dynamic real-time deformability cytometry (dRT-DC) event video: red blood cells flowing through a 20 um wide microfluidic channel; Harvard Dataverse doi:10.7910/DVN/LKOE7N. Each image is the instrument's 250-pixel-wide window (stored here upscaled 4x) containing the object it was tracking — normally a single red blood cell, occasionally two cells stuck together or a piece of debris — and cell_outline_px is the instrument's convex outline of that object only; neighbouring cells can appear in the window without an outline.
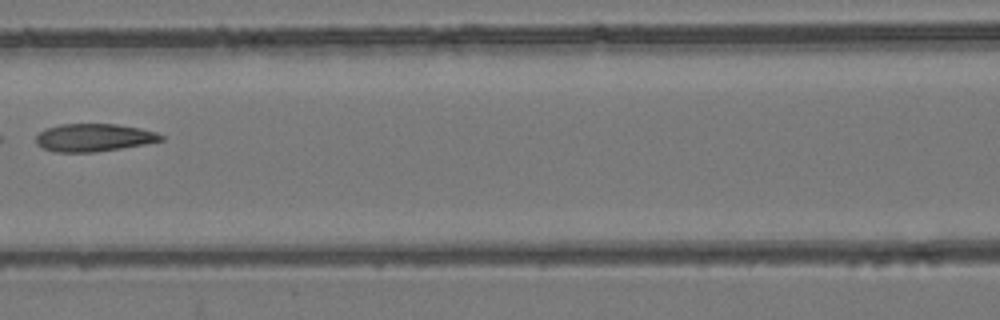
{"species": "common noctule bat (a hibernating species)", "species_latin": "Nyctalus noctula", "temperature_condition": "room temperature", "stored_images_in_passage": 6, "camera_frame_rate_fps": 3000, "um_per_image_px": 0.085, "animal": {"sex": "female", "body_mass_g": 24.6, "forearm_length_mm": 56.2}, "frame": {"image": 1, "passage_image": 6, "time_ms": 1.667, "image_size_px": [1000, 320], "cell_outline_px": [[164, 140], [144, 144], [96, 152], [56, 152], [44, 148], [36, 144], [36, 136], [44, 128], [60, 124], [116, 124], [140, 128], [156, 132], [164, 136]], "centroid_in_image_um": [7.96, 11.69], "position_along_channel_um": 158.6, "area_um2": 20.23}}